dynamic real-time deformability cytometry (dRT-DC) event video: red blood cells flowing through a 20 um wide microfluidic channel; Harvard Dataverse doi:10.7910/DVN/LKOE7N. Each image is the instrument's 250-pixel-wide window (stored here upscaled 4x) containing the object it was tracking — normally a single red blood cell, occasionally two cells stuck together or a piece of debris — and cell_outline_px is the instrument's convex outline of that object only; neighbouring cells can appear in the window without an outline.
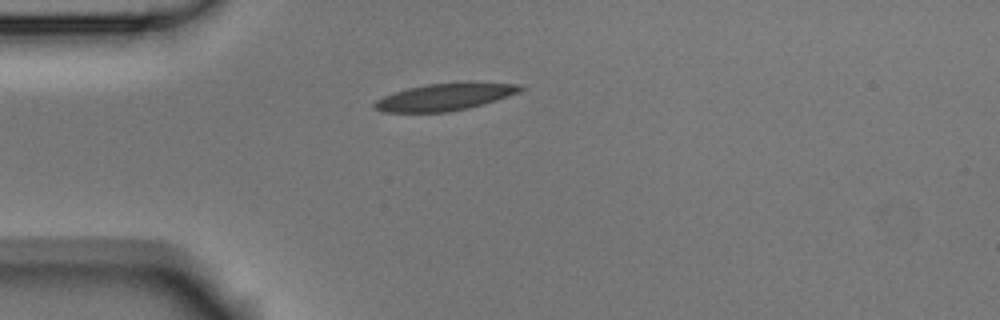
{"species": "Egyptian fruit bat (a non-hibernating species)", "species_latin": "Rousettus aegyptiacus", "temperature_condition": "room temperature", "stored_images_in_passage": 4, "camera_frame_rate_fps": 3000, "um_per_image_px": 0.085, "animal": {"sex": "male"}, "frame": {"image": 1, "passage_image": 1, "time_ms": 0.0, "image_size_px": [1000, 320], "cell_outline_px": [[524, 88], [520, 92], [484, 104], [468, 108], [448, 112], [384, 112], [376, 108], [372, 104], [376, 100], [384, 96], [408, 88], [428, 84], [520, 84]], "centroid_in_image_um": [37.76, 8.27], "position_along_channel_um": 47.2, "area_um2": 22.14}}
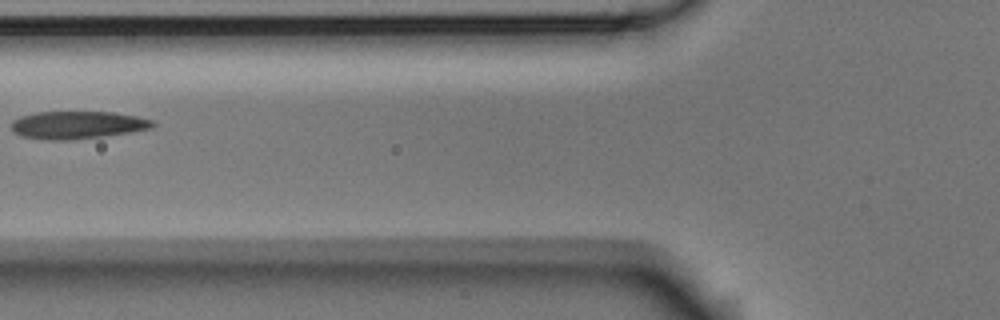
{"frame": {"image": 2, "passage_image": 3, "time_ms": 0.667, "image_size_px": [1000, 320], "cell_outline_px": [[156, 124], [152, 128], [104, 136], [72, 140], [48, 140], [24, 136], [16, 132], [12, 128], [12, 120], [20, 116], [36, 112], [112, 112], [136, 116], [152, 120]], "centroid_in_image_um": [6.59, 10.62], "position_along_channel_um": 119.2, "area_um2": 22.6}}
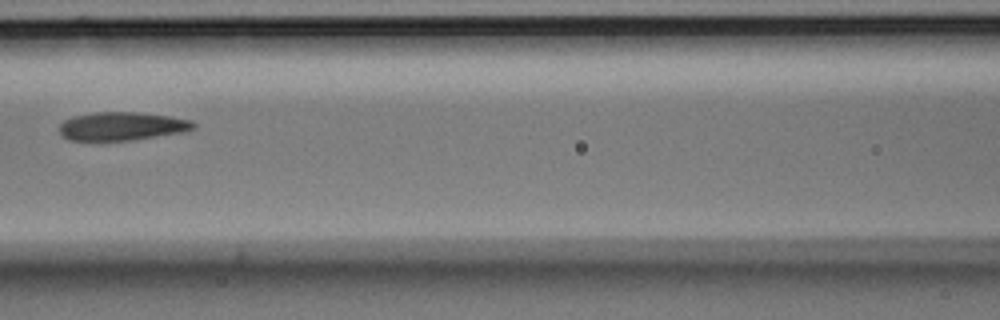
{"frame": {"image": 3, "passage_image": 4, "time_ms": 1.0, "image_size_px": [1000, 320], "cell_outline_px": [[196, 128], [180, 132], [132, 140], [68, 140], [60, 132], [60, 124], [64, 120], [76, 116], [96, 112], [132, 112], [172, 116], [192, 120], [196, 124]], "centroid_in_image_um": [10.39, 10.72], "position_along_channel_um": 156.2, "area_um2": 21.91}}